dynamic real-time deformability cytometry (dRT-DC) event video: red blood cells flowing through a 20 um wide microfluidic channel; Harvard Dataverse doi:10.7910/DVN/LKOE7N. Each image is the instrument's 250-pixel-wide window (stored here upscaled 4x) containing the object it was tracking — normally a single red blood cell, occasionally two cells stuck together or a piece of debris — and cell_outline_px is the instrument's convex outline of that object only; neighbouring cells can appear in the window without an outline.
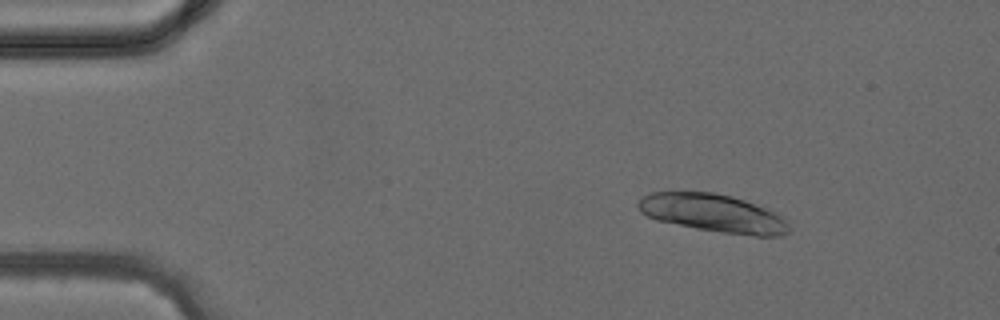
{"species": "common noctule bat (a hibernating species)", "species_latin": "Nyctalus noctula", "temperature_condition": "cold", "stored_images_in_passage": 9, "camera_frame_rate_fps": 3000, "um_per_image_px": 0.085, "animal": {"sex": "female", "body_mass_g": 24.6, "forearm_length_mm": 56.2}, "frame": {"image": 1, "passage_image": 1, "time_ms": 0.0, "image_size_px": [1000, 320], "cell_outline_px": [[788, 232], [784, 236], [756, 236], [720, 232], [696, 228], [656, 220], [640, 212], [636, 204], [648, 192], [712, 192], [732, 196], [744, 200], [776, 212], [788, 224]], "centroid_in_image_um": [60.6, 18.12], "position_along_channel_um": 24.4, "area_um2": 33.29}}
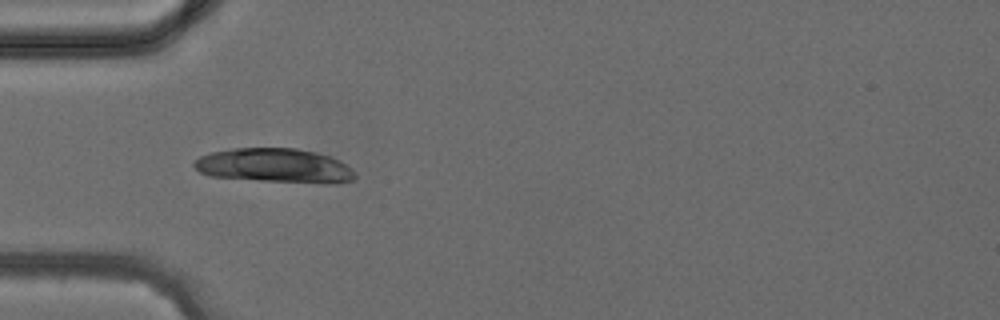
{"frame": {"image": 2, "passage_image": 7, "time_ms": 2.0, "image_size_px": [1000, 320], "cell_outline_px": [[356, 176], [352, 180], [336, 184], [324, 184], [260, 180], [208, 176], [200, 172], [192, 164], [200, 156], [212, 152], [232, 148], [296, 148], [316, 152], [340, 160], [352, 168]], "centroid_in_image_um": [23.38, 14.08], "position_along_channel_um": 61.6, "area_um2": 32.31}}
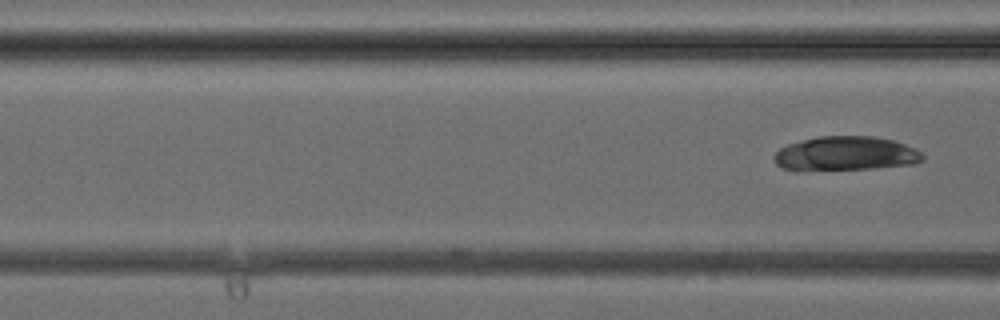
{"frame": {"image": 3, "passage_image": 9, "time_ms": 2.667, "image_size_px": [1000, 320], "cell_outline_px": [[924, 160], [912, 164], [872, 168], [800, 172], [796, 172], [780, 168], [772, 160], [772, 156], [780, 148], [788, 144], [820, 136], [872, 136], [892, 140], [916, 148], [924, 156]], "centroid_in_image_um": [71.79, 13.09], "position_along_channel_um": 94.8, "area_um2": 30.17}}